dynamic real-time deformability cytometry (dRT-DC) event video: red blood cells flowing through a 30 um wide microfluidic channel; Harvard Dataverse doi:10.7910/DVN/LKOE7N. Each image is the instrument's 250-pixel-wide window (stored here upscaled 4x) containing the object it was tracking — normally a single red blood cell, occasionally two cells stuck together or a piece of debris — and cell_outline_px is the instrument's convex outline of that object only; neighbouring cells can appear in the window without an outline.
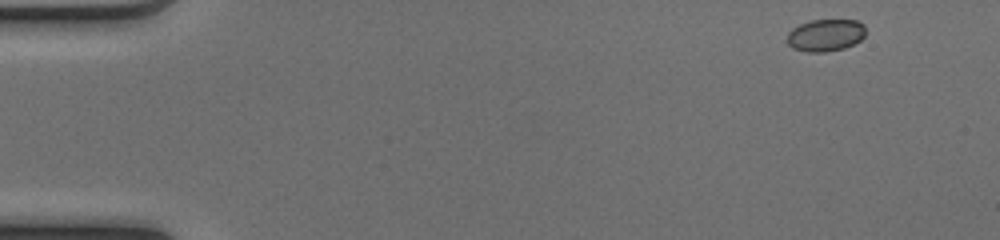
{"species": "common noctule bat (a hibernating species)", "species_latin": "Nyctalus noctula", "temperature_condition": "cold", "stored_images_in_passage": 47, "camera_frame_rate_fps": 3000, "um_per_image_px": 0.085, "animal": {"sex": "female", "body_mass_g": 17.0, "forearm_length_mm": 48.0}, "frame": {"image": 1, "passage_image": 1, "time_ms": 0.0, "image_size_px": [1000, 240], "cell_outline_px": [[864, 36], [860, 40], [844, 48], [824, 52], [808, 52], [792, 48], [784, 40], [788, 32], [792, 28], [808, 20], [856, 20], [864, 24]], "centroid_in_image_um": [70.11, 2.99], "position_along_channel_um": 14.9, "area_um2": 14.85}}
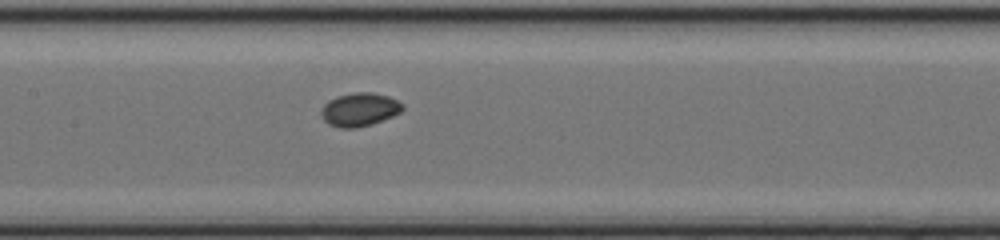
{"frame": {"image": 2, "passage_image": 22, "time_ms": 7.0, "image_size_px": [1000, 240], "cell_outline_px": [[404, 108], [400, 112], [392, 116], [372, 124], [356, 128], [340, 128], [328, 124], [324, 120], [320, 112], [320, 108], [328, 100], [336, 96], [352, 92], [372, 92], [388, 96], [404, 104]], "centroid_in_image_um": [30.53, 9.3], "position_along_channel_um": 176.9, "area_um2": 16.01}}
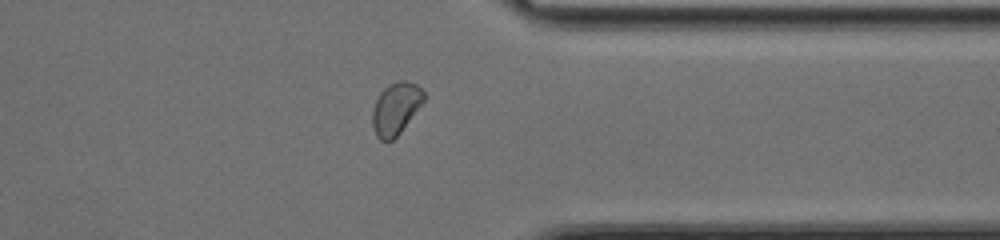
{"frame": {"image": 3, "passage_image": 37, "time_ms": 12.0, "image_size_px": [1000, 240], "cell_outline_px": [[424, 100], [400, 132], [392, 140], [380, 140], [376, 136], [372, 124], [372, 108], [380, 92], [388, 84], [400, 80], [408, 80], [416, 84], [424, 92]], "centroid_in_image_um": [33.61, 9.2], "position_along_channel_um": 377.8, "area_um2": 15.43}, "authors_computed_cell_mechanics": {"area_um2": 15.3748, "velocity_mm_per_s": 4.1203, "shape_relaxation_time_tau1_ms": 3.007, "shape_relaxation_time_tau2_ms": 2.3575, "deformation_change_tau1": 0.0405, "deformation_change_tau2": 0.035}}